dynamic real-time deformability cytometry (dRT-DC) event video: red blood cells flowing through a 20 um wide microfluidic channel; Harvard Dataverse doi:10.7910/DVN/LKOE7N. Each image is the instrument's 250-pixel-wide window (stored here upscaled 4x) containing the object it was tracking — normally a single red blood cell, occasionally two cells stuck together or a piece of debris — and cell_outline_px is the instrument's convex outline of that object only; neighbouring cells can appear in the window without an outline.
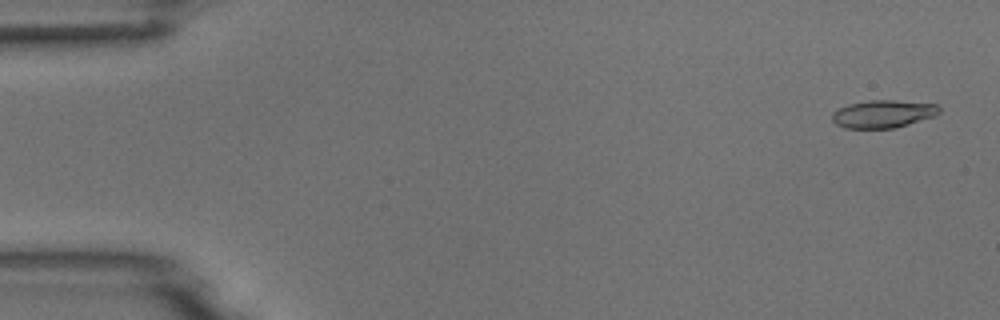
{"species": "common noctule bat (a hibernating species)", "species_latin": "Nyctalus noctula", "temperature_condition": "room temperature", "stored_images_in_passage": 7, "camera_frame_rate_fps": 3000, "um_per_image_px": 0.085, "animal": {"sex": "male", "body_mass_g": 18.8}, "frame": {"image": 1, "passage_image": 1, "time_ms": 0.0, "image_size_px": [1000, 320], "cell_outline_px": [[940, 112], [936, 116], [908, 124], [892, 128], [844, 128], [836, 124], [832, 120], [832, 112], [848, 104], [868, 100], [892, 100], [936, 104], [940, 108]], "centroid_in_image_um": [75.06, 9.68], "position_along_channel_um": 9.9, "area_um2": 17.28}}
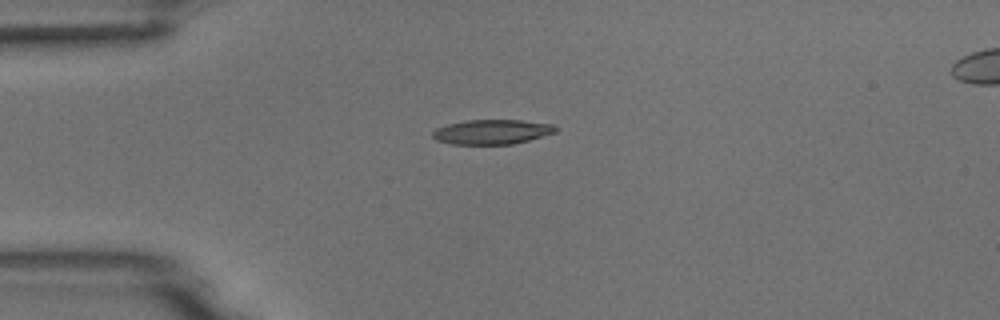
{"frame": {"image": 2, "passage_image": 4, "time_ms": 3.667, "image_size_px": [1000, 320], "cell_outline_px": [[556, 132], [528, 140], [512, 144], [452, 144], [436, 140], [432, 136], [432, 132], [436, 128], [448, 124], [468, 120], [520, 120], [552, 124], [556, 128]], "centroid_in_image_um": [41.79, 11.21], "position_along_channel_um": 43.2, "area_um2": 17.51}}